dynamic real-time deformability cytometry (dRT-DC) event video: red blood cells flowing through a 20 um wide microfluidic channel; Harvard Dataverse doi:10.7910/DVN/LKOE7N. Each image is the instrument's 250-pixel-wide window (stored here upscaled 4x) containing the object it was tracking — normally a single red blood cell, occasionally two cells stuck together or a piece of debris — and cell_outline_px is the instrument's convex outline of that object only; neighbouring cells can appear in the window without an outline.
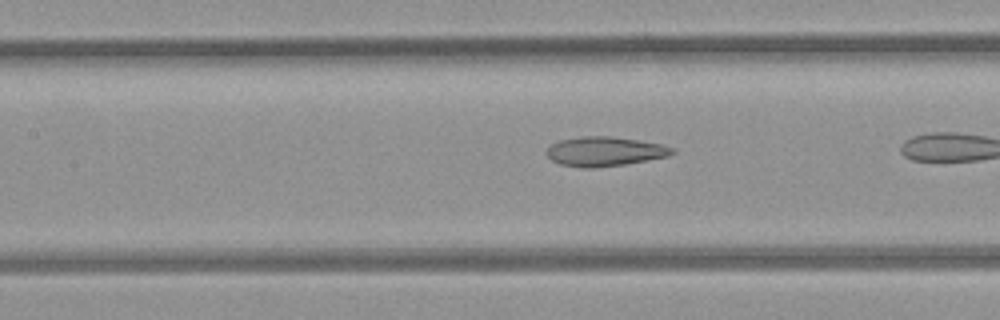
{"species": "common noctule bat (a hibernating species)", "species_latin": "Nyctalus noctula", "temperature_condition": "room temperature", "stored_images_in_passage": 13, "camera_frame_rate_fps": 3000, "um_per_image_px": 0.085, "animal": {"sex": "female", "body_mass_g": 21.9}, "frame": {"image": 1, "passage_image": 8, "time_ms": 2.333, "image_size_px": [1000, 320], "cell_outline_px": [[676, 152], [668, 156], [648, 160], [624, 164], [596, 168], [580, 168], [560, 164], [552, 160], [544, 152], [552, 144], [560, 140], [584, 136], [612, 136], [664, 144], [676, 148]], "centroid_in_image_um": [51.43, 12.87], "position_along_channel_um": 156.0, "area_um2": 21.73}}
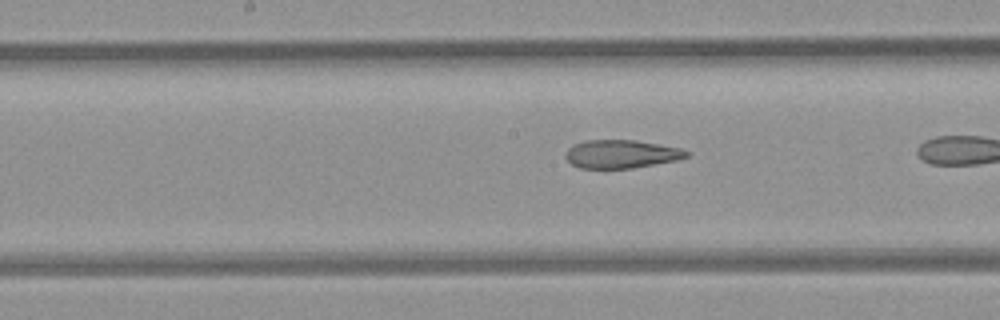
{"frame": {"image": 2, "passage_image": 11, "time_ms": 3.333, "image_size_px": [1000, 320], "cell_outline_px": [[692, 152], [688, 156], [676, 160], [632, 168], [580, 168], [572, 164], [564, 156], [568, 148], [572, 144], [584, 140], [636, 140], [660, 144], [680, 148]], "centroid_in_image_um": [52.8, 13.08], "position_along_channel_um": 195.4, "area_um2": 20.0}}